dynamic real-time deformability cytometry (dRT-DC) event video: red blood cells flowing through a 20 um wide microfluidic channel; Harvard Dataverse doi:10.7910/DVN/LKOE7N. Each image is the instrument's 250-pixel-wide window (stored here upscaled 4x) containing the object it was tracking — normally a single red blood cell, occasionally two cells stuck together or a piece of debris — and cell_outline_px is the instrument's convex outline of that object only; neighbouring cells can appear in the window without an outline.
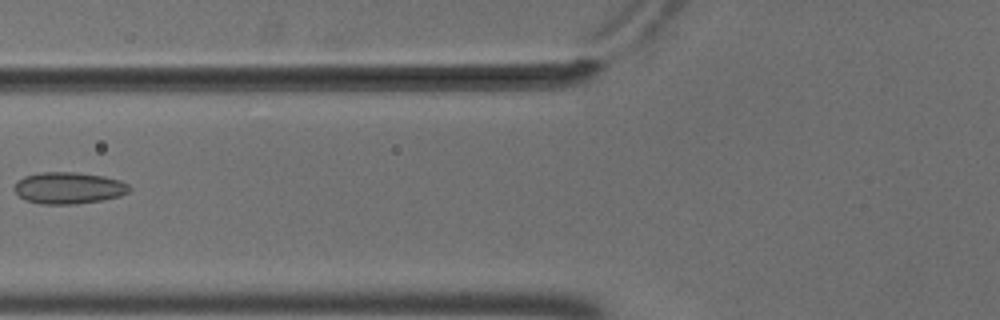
{"species": "common noctule bat (a hibernating species)", "species_latin": "Nyctalus noctula", "temperature_condition": "cold", "stored_images_in_passage": 9, "camera_frame_rate_fps": 3000, "um_per_image_px": 0.085, "animal": {"sex": "male", "body_mass_g": 18.8}, "frame": {"image": 1, "passage_image": 6, "time_ms": 1.667, "image_size_px": [1000, 320], "cell_outline_px": [[132, 188], [128, 192], [120, 196], [100, 200], [76, 204], [40, 204], [24, 200], [12, 188], [16, 180], [24, 176], [40, 172], [76, 172], [104, 176], [120, 180], [128, 184]], "centroid_in_image_um": [5.8, 15.97], "position_along_channel_um": 120.0, "area_um2": 21.44}}
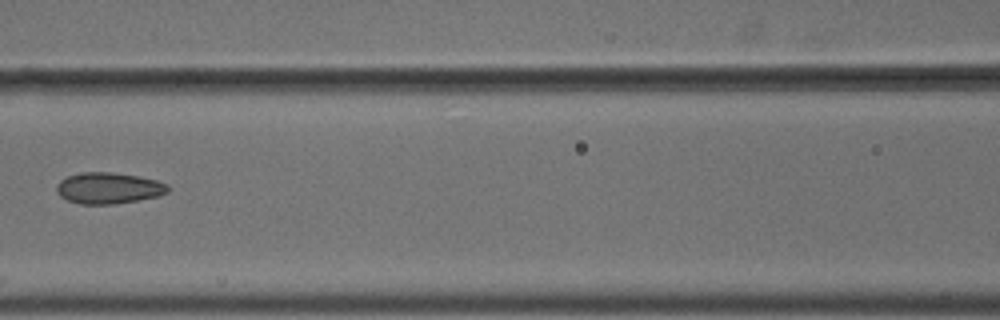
{"frame": {"image": 2, "passage_image": 7, "time_ms": 2.0, "image_size_px": [1000, 320], "cell_outline_px": [[168, 192], [160, 196], [112, 204], [80, 204], [68, 200], [60, 196], [56, 192], [56, 184], [60, 180], [68, 176], [80, 172], [108, 172], [136, 176], [156, 180], [168, 184]], "centroid_in_image_um": [9.2, 15.99], "position_along_channel_um": 157.4, "area_um2": 20.17}}